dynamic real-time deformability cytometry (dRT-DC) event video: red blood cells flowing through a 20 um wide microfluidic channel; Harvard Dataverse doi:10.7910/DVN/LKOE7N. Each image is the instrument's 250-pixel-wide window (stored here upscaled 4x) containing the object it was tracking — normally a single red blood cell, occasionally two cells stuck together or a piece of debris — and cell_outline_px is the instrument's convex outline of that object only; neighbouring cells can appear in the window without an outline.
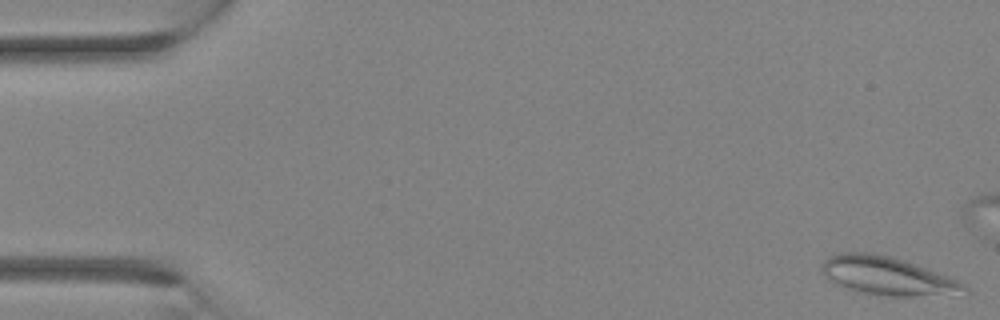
{"species": "Egyptian fruit bat (a non-hibernating species)", "species_latin": "Rousettus aegyptiacus", "temperature_condition": "room temperature", "stored_images_in_passage": 6, "camera_frame_rate_fps": 3000, "um_per_image_px": 0.085, "animal": {"sex": "female"}, "frame": {"image": 1, "passage_image": 1, "time_ms": 0.0, "image_size_px": [1000, 320], "cell_outline_px": [[968, 292], [912, 296], [892, 296], [864, 292], [836, 284], [824, 276], [820, 268], [824, 260], [828, 256], [836, 252], [868, 252], [892, 256], [928, 268], [948, 276], [964, 284], [968, 288]], "centroid_in_image_um": [75.38, 23.41], "position_along_channel_um": 9.6, "area_um2": 31.44}}